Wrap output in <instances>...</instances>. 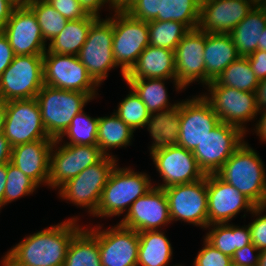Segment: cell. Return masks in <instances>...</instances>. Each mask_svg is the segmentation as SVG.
I'll return each instance as SVG.
<instances>
[{"mask_svg": "<svg viewBox=\"0 0 266 266\" xmlns=\"http://www.w3.org/2000/svg\"><path fill=\"white\" fill-rule=\"evenodd\" d=\"M76 222L71 218L29 235L7 255L22 266H63L69 243L81 229Z\"/></svg>", "mask_w": 266, "mask_h": 266, "instance_id": "1", "label": "cell"}, {"mask_svg": "<svg viewBox=\"0 0 266 266\" xmlns=\"http://www.w3.org/2000/svg\"><path fill=\"white\" fill-rule=\"evenodd\" d=\"M219 123L211 104L201 95L179 102L164 126V133L177 145L193 152Z\"/></svg>", "mask_w": 266, "mask_h": 266, "instance_id": "2", "label": "cell"}, {"mask_svg": "<svg viewBox=\"0 0 266 266\" xmlns=\"http://www.w3.org/2000/svg\"><path fill=\"white\" fill-rule=\"evenodd\" d=\"M256 206H266V173L257 152L244 141L215 173Z\"/></svg>", "mask_w": 266, "mask_h": 266, "instance_id": "3", "label": "cell"}, {"mask_svg": "<svg viewBox=\"0 0 266 266\" xmlns=\"http://www.w3.org/2000/svg\"><path fill=\"white\" fill-rule=\"evenodd\" d=\"M154 140L150 155L164 183L155 187L167 188L173 185L192 183L202 179L205 174L199 168L192 151L177 145L164 132Z\"/></svg>", "mask_w": 266, "mask_h": 266, "instance_id": "4", "label": "cell"}, {"mask_svg": "<svg viewBox=\"0 0 266 266\" xmlns=\"http://www.w3.org/2000/svg\"><path fill=\"white\" fill-rule=\"evenodd\" d=\"M117 166L112 170L103 188L100 203L93 216H101V218L119 216L154 187L145 173Z\"/></svg>", "mask_w": 266, "mask_h": 266, "instance_id": "5", "label": "cell"}, {"mask_svg": "<svg viewBox=\"0 0 266 266\" xmlns=\"http://www.w3.org/2000/svg\"><path fill=\"white\" fill-rule=\"evenodd\" d=\"M41 117L47 134L58 139L92 98L84 92L44 85L37 93Z\"/></svg>", "mask_w": 266, "mask_h": 266, "instance_id": "6", "label": "cell"}, {"mask_svg": "<svg viewBox=\"0 0 266 266\" xmlns=\"http://www.w3.org/2000/svg\"><path fill=\"white\" fill-rule=\"evenodd\" d=\"M113 17V57L125 80L149 45L148 22L135 19L126 11H115Z\"/></svg>", "mask_w": 266, "mask_h": 266, "instance_id": "7", "label": "cell"}, {"mask_svg": "<svg viewBox=\"0 0 266 266\" xmlns=\"http://www.w3.org/2000/svg\"><path fill=\"white\" fill-rule=\"evenodd\" d=\"M43 86V55H15L0 76V99H33Z\"/></svg>", "mask_w": 266, "mask_h": 266, "instance_id": "8", "label": "cell"}, {"mask_svg": "<svg viewBox=\"0 0 266 266\" xmlns=\"http://www.w3.org/2000/svg\"><path fill=\"white\" fill-rule=\"evenodd\" d=\"M117 160L114 156H105L98 163L85 168L74 178L60 187V197L75 205L87 208L94 215L105 187Z\"/></svg>", "mask_w": 266, "mask_h": 266, "instance_id": "9", "label": "cell"}, {"mask_svg": "<svg viewBox=\"0 0 266 266\" xmlns=\"http://www.w3.org/2000/svg\"><path fill=\"white\" fill-rule=\"evenodd\" d=\"M43 82L50 87L87 93L92 99L99 86L78 56L51 52L43 55Z\"/></svg>", "mask_w": 266, "mask_h": 266, "instance_id": "10", "label": "cell"}, {"mask_svg": "<svg viewBox=\"0 0 266 266\" xmlns=\"http://www.w3.org/2000/svg\"><path fill=\"white\" fill-rule=\"evenodd\" d=\"M78 57L98 85L108 77V71L117 66L113 57L112 17L105 20L99 17L91 25Z\"/></svg>", "mask_w": 266, "mask_h": 266, "instance_id": "11", "label": "cell"}, {"mask_svg": "<svg viewBox=\"0 0 266 266\" xmlns=\"http://www.w3.org/2000/svg\"><path fill=\"white\" fill-rule=\"evenodd\" d=\"M3 134L12 147L41 139H52L44 127L36 98L5 102Z\"/></svg>", "mask_w": 266, "mask_h": 266, "instance_id": "12", "label": "cell"}, {"mask_svg": "<svg viewBox=\"0 0 266 266\" xmlns=\"http://www.w3.org/2000/svg\"><path fill=\"white\" fill-rule=\"evenodd\" d=\"M171 221L208 227L207 174L200 180L164 188Z\"/></svg>", "mask_w": 266, "mask_h": 266, "instance_id": "13", "label": "cell"}, {"mask_svg": "<svg viewBox=\"0 0 266 266\" xmlns=\"http://www.w3.org/2000/svg\"><path fill=\"white\" fill-rule=\"evenodd\" d=\"M59 143L57 139L54 140L50 153L48 186L52 188H60L85 168L98 163L106 156L96 145L63 144L58 147Z\"/></svg>", "mask_w": 266, "mask_h": 266, "instance_id": "14", "label": "cell"}, {"mask_svg": "<svg viewBox=\"0 0 266 266\" xmlns=\"http://www.w3.org/2000/svg\"><path fill=\"white\" fill-rule=\"evenodd\" d=\"M206 86L211 96H203L211 104L220 122L239 127L246 133L243 123L255 119L258 114L255 92L218 85L215 81Z\"/></svg>", "mask_w": 266, "mask_h": 266, "instance_id": "15", "label": "cell"}, {"mask_svg": "<svg viewBox=\"0 0 266 266\" xmlns=\"http://www.w3.org/2000/svg\"><path fill=\"white\" fill-rule=\"evenodd\" d=\"M239 127L220 122L193 151L204 174H215L232 154L244 143ZM243 141V142H242Z\"/></svg>", "mask_w": 266, "mask_h": 266, "instance_id": "16", "label": "cell"}, {"mask_svg": "<svg viewBox=\"0 0 266 266\" xmlns=\"http://www.w3.org/2000/svg\"><path fill=\"white\" fill-rule=\"evenodd\" d=\"M101 228L88 230L98 241L101 266H137L138 232L119 223L107 230Z\"/></svg>", "mask_w": 266, "mask_h": 266, "instance_id": "17", "label": "cell"}, {"mask_svg": "<svg viewBox=\"0 0 266 266\" xmlns=\"http://www.w3.org/2000/svg\"><path fill=\"white\" fill-rule=\"evenodd\" d=\"M2 32L15 55H44L47 50L37 18L27 5L13 9Z\"/></svg>", "mask_w": 266, "mask_h": 266, "instance_id": "18", "label": "cell"}, {"mask_svg": "<svg viewBox=\"0 0 266 266\" xmlns=\"http://www.w3.org/2000/svg\"><path fill=\"white\" fill-rule=\"evenodd\" d=\"M208 227L228 223L240 210L252 212L256 205L216 174H207Z\"/></svg>", "mask_w": 266, "mask_h": 266, "instance_id": "19", "label": "cell"}, {"mask_svg": "<svg viewBox=\"0 0 266 266\" xmlns=\"http://www.w3.org/2000/svg\"><path fill=\"white\" fill-rule=\"evenodd\" d=\"M170 221L168 200L164 189L154 186L131 205L119 224L125 228L143 232L158 230V227L161 228V225L165 226Z\"/></svg>", "mask_w": 266, "mask_h": 266, "instance_id": "20", "label": "cell"}, {"mask_svg": "<svg viewBox=\"0 0 266 266\" xmlns=\"http://www.w3.org/2000/svg\"><path fill=\"white\" fill-rule=\"evenodd\" d=\"M206 33L190 29L177 45L175 53L176 79L184 89L193 81L205 84L204 48Z\"/></svg>", "mask_w": 266, "mask_h": 266, "instance_id": "21", "label": "cell"}, {"mask_svg": "<svg viewBox=\"0 0 266 266\" xmlns=\"http://www.w3.org/2000/svg\"><path fill=\"white\" fill-rule=\"evenodd\" d=\"M254 6L249 0H201L198 28L205 33L229 34Z\"/></svg>", "mask_w": 266, "mask_h": 266, "instance_id": "22", "label": "cell"}, {"mask_svg": "<svg viewBox=\"0 0 266 266\" xmlns=\"http://www.w3.org/2000/svg\"><path fill=\"white\" fill-rule=\"evenodd\" d=\"M54 139H41L12 147L10 162L38 185H48Z\"/></svg>", "mask_w": 266, "mask_h": 266, "instance_id": "23", "label": "cell"}, {"mask_svg": "<svg viewBox=\"0 0 266 266\" xmlns=\"http://www.w3.org/2000/svg\"><path fill=\"white\" fill-rule=\"evenodd\" d=\"M138 78L172 79L178 91L183 89L176 79L175 53L167 48L151 45L145 48L125 77V79Z\"/></svg>", "mask_w": 266, "mask_h": 266, "instance_id": "24", "label": "cell"}, {"mask_svg": "<svg viewBox=\"0 0 266 266\" xmlns=\"http://www.w3.org/2000/svg\"><path fill=\"white\" fill-rule=\"evenodd\" d=\"M166 79L138 78L125 79L127 84L140 97L146 105L150 114L164 127L170 120L173 112L177 109L178 103L169 105ZM157 112V113H156ZM156 113V114H155Z\"/></svg>", "mask_w": 266, "mask_h": 266, "instance_id": "25", "label": "cell"}, {"mask_svg": "<svg viewBox=\"0 0 266 266\" xmlns=\"http://www.w3.org/2000/svg\"><path fill=\"white\" fill-rule=\"evenodd\" d=\"M240 56L229 34L206 33L204 48L205 85L217 77Z\"/></svg>", "mask_w": 266, "mask_h": 266, "instance_id": "26", "label": "cell"}, {"mask_svg": "<svg viewBox=\"0 0 266 266\" xmlns=\"http://www.w3.org/2000/svg\"><path fill=\"white\" fill-rule=\"evenodd\" d=\"M266 16L255 5L248 15L229 33L240 57H247L261 44Z\"/></svg>", "mask_w": 266, "mask_h": 266, "instance_id": "27", "label": "cell"}, {"mask_svg": "<svg viewBox=\"0 0 266 266\" xmlns=\"http://www.w3.org/2000/svg\"><path fill=\"white\" fill-rule=\"evenodd\" d=\"M99 17L88 14L79 20H70L64 29L50 40L46 52L78 56L81 47L86 42L91 25Z\"/></svg>", "mask_w": 266, "mask_h": 266, "instance_id": "28", "label": "cell"}, {"mask_svg": "<svg viewBox=\"0 0 266 266\" xmlns=\"http://www.w3.org/2000/svg\"><path fill=\"white\" fill-rule=\"evenodd\" d=\"M138 235L137 266H167L173 251L164 233L159 230H147L138 232Z\"/></svg>", "mask_w": 266, "mask_h": 266, "instance_id": "29", "label": "cell"}, {"mask_svg": "<svg viewBox=\"0 0 266 266\" xmlns=\"http://www.w3.org/2000/svg\"><path fill=\"white\" fill-rule=\"evenodd\" d=\"M115 113L133 130L148 125L147 129L152 138L164 132V127L150 114L146 105L133 89L119 103Z\"/></svg>", "mask_w": 266, "mask_h": 266, "instance_id": "30", "label": "cell"}, {"mask_svg": "<svg viewBox=\"0 0 266 266\" xmlns=\"http://www.w3.org/2000/svg\"><path fill=\"white\" fill-rule=\"evenodd\" d=\"M205 240L222 253L232 257L236 250L251 243L249 225L240 228L230 223H215Z\"/></svg>", "mask_w": 266, "mask_h": 266, "instance_id": "31", "label": "cell"}, {"mask_svg": "<svg viewBox=\"0 0 266 266\" xmlns=\"http://www.w3.org/2000/svg\"><path fill=\"white\" fill-rule=\"evenodd\" d=\"M63 266H101L97 239L81 228L71 239Z\"/></svg>", "mask_w": 266, "mask_h": 266, "instance_id": "32", "label": "cell"}, {"mask_svg": "<svg viewBox=\"0 0 266 266\" xmlns=\"http://www.w3.org/2000/svg\"><path fill=\"white\" fill-rule=\"evenodd\" d=\"M134 130L114 112L109 117H99L97 146L106 155L110 148L126 147L131 143Z\"/></svg>", "mask_w": 266, "mask_h": 266, "instance_id": "33", "label": "cell"}, {"mask_svg": "<svg viewBox=\"0 0 266 266\" xmlns=\"http://www.w3.org/2000/svg\"><path fill=\"white\" fill-rule=\"evenodd\" d=\"M218 85H225L237 90L255 92L259 80L255 76L247 57H239L232 62L215 80Z\"/></svg>", "mask_w": 266, "mask_h": 266, "instance_id": "34", "label": "cell"}, {"mask_svg": "<svg viewBox=\"0 0 266 266\" xmlns=\"http://www.w3.org/2000/svg\"><path fill=\"white\" fill-rule=\"evenodd\" d=\"M149 45L153 47L167 48L175 51L177 45L189 31V29L177 21L148 22Z\"/></svg>", "mask_w": 266, "mask_h": 266, "instance_id": "35", "label": "cell"}, {"mask_svg": "<svg viewBox=\"0 0 266 266\" xmlns=\"http://www.w3.org/2000/svg\"><path fill=\"white\" fill-rule=\"evenodd\" d=\"M201 0H163L162 21L183 23L189 30L198 28Z\"/></svg>", "mask_w": 266, "mask_h": 266, "instance_id": "36", "label": "cell"}, {"mask_svg": "<svg viewBox=\"0 0 266 266\" xmlns=\"http://www.w3.org/2000/svg\"><path fill=\"white\" fill-rule=\"evenodd\" d=\"M98 119L99 117L91 118L82 110L74 116L71 124L57 140L61 141L67 135L70 141L65 144L97 146Z\"/></svg>", "mask_w": 266, "mask_h": 266, "instance_id": "37", "label": "cell"}, {"mask_svg": "<svg viewBox=\"0 0 266 266\" xmlns=\"http://www.w3.org/2000/svg\"><path fill=\"white\" fill-rule=\"evenodd\" d=\"M27 6L36 16L45 42L58 35L68 22L46 1H29Z\"/></svg>", "mask_w": 266, "mask_h": 266, "instance_id": "38", "label": "cell"}, {"mask_svg": "<svg viewBox=\"0 0 266 266\" xmlns=\"http://www.w3.org/2000/svg\"><path fill=\"white\" fill-rule=\"evenodd\" d=\"M39 185L25 175L11 162L7 163V180L4 192V206L25 195H30Z\"/></svg>", "mask_w": 266, "mask_h": 266, "instance_id": "39", "label": "cell"}, {"mask_svg": "<svg viewBox=\"0 0 266 266\" xmlns=\"http://www.w3.org/2000/svg\"><path fill=\"white\" fill-rule=\"evenodd\" d=\"M162 2L163 0H135L126 12L141 21H162Z\"/></svg>", "mask_w": 266, "mask_h": 266, "instance_id": "40", "label": "cell"}, {"mask_svg": "<svg viewBox=\"0 0 266 266\" xmlns=\"http://www.w3.org/2000/svg\"><path fill=\"white\" fill-rule=\"evenodd\" d=\"M194 266H233L232 258L209 244L204 239V247L195 258Z\"/></svg>", "mask_w": 266, "mask_h": 266, "instance_id": "41", "label": "cell"}, {"mask_svg": "<svg viewBox=\"0 0 266 266\" xmlns=\"http://www.w3.org/2000/svg\"><path fill=\"white\" fill-rule=\"evenodd\" d=\"M265 209L266 206H256L251 213L256 215L257 218L248 224L251 242L260 252L266 250V215L262 216L261 214Z\"/></svg>", "mask_w": 266, "mask_h": 266, "instance_id": "42", "label": "cell"}, {"mask_svg": "<svg viewBox=\"0 0 266 266\" xmlns=\"http://www.w3.org/2000/svg\"><path fill=\"white\" fill-rule=\"evenodd\" d=\"M46 2L68 21L79 20L88 15L78 0H47Z\"/></svg>", "mask_w": 266, "mask_h": 266, "instance_id": "43", "label": "cell"}, {"mask_svg": "<svg viewBox=\"0 0 266 266\" xmlns=\"http://www.w3.org/2000/svg\"><path fill=\"white\" fill-rule=\"evenodd\" d=\"M254 252H257L254 255ZM233 266H258L260 260V251L251 242L239 250H236L232 255Z\"/></svg>", "mask_w": 266, "mask_h": 266, "instance_id": "44", "label": "cell"}, {"mask_svg": "<svg viewBox=\"0 0 266 266\" xmlns=\"http://www.w3.org/2000/svg\"><path fill=\"white\" fill-rule=\"evenodd\" d=\"M251 69L258 80L266 78V51L256 50L247 56Z\"/></svg>", "mask_w": 266, "mask_h": 266, "instance_id": "45", "label": "cell"}, {"mask_svg": "<svg viewBox=\"0 0 266 266\" xmlns=\"http://www.w3.org/2000/svg\"><path fill=\"white\" fill-rule=\"evenodd\" d=\"M15 54L7 37L0 32V76L9 67Z\"/></svg>", "mask_w": 266, "mask_h": 266, "instance_id": "46", "label": "cell"}, {"mask_svg": "<svg viewBox=\"0 0 266 266\" xmlns=\"http://www.w3.org/2000/svg\"><path fill=\"white\" fill-rule=\"evenodd\" d=\"M15 7L9 0H0V32L4 29Z\"/></svg>", "mask_w": 266, "mask_h": 266, "instance_id": "47", "label": "cell"}, {"mask_svg": "<svg viewBox=\"0 0 266 266\" xmlns=\"http://www.w3.org/2000/svg\"><path fill=\"white\" fill-rule=\"evenodd\" d=\"M255 98L257 110L260 113V110H266V78L259 80V84L255 90Z\"/></svg>", "mask_w": 266, "mask_h": 266, "instance_id": "48", "label": "cell"}, {"mask_svg": "<svg viewBox=\"0 0 266 266\" xmlns=\"http://www.w3.org/2000/svg\"><path fill=\"white\" fill-rule=\"evenodd\" d=\"M88 14L100 17L99 10L108 0H78Z\"/></svg>", "mask_w": 266, "mask_h": 266, "instance_id": "49", "label": "cell"}, {"mask_svg": "<svg viewBox=\"0 0 266 266\" xmlns=\"http://www.w3.org/2000/svg\"><path fill=\"white\" fill-rule=\"evenodd\" d=\"M12 146L9 140L4 136L3 133L0 134V164H5L10 162L11 159Z\"/></svg>", "mask_w": 266, "mask_h": 266, "instance_id": "50", "label": "cell"}, {"mask_svg": "<svg viewBox=\"0 0 266 266\" xmlns=\"http://www.w3.org/2000/svg\"><path fill=\"white\" fill-rule=\"evenodd\" d=\"M7 180V163L0 164V206L4 205V192Z\"/></svg>", "mask_w": 266, "mask_h": 266, "instance_id": "51", "label": "cell"}, {"mask_svg": "<svg viewBox=\"0 0 266 266\" xmlns=\"http://www.w3.org/2000/svg\"><path fill=\"white\" fill-rule=\"evenodd\" d=\"M135 0H108L110 8L115 11H127Z\"/></svg>", "mask_w": 266, "mask_h": 266, "instance_id": "52", "label": "cell"}, {"mask_svg": "<svg viewBox=\"0 0 266 266\" xmlns=\"http://www.w3.org/2000/svg\"><path fill=\"white\" fill-rule=\"evenodd\" d=\"M262 116L259 123L256 124V133L260 136L262 141H266V110H262Z\"/></svg>", "mask_w": 266, "mask_h": 266, "instance_id": "53", "label": "cell"}, {"mask_svg": "<svg viewBox=\"0 0 266 266\" xmlns=\"http://www.w3.org/2000/svg\"><path fill=\"white\" fill-rule=\"evenodd\" d=\"M5 115H6L5 102L0 99V134L3 133Z\"/></svg>", "mask_w": 266, "mask_h": 266, "instance_id": "54", "label": "cell"}, {"mask_svg": "<svg viewBox=\"0 0 266 266\" xmlns=\"http://www.w3.org/2000/svg\"><path fill=\"white\" fill-rule=\"evenodd\" d=\"M2 266H22L15 263L7 254L2 260Z\"/></svg>", "mask_w": 266, "mask_h": 266, "instance_id": "55", "label": "cell"}, {"mask_svg": "<svg viewBox=\"0 0 266 266\" xmlns=\"http://www.w3.org/2000/svg\"><path fill=\"white\" fill-rule=\"evenodd\" d=\"M258 50L266 51V27L263 29L261 44H258Z\"/></svg>", "mask_w": 266, "mask_h": 266, "instance_id": "56", "label": "cell"}, {"mask_svg": "<svg viewBox=\"0 0 266 266\" xmlns=\"http://www.w3.org/2000/svg\"><path fill=\"white\" fill-rule=\"evenodd\" d=\"M258 266H266V250L260 252V260Z\"/></svg>", "mask_w": 266, "mask_h": 266, "instance_id": "57", "label": "cell"}, {"mask_svg": "<svg viewBox=\"0 0 266 266\" xmlns=\"http://www.w3.org/2000/svg\"><path fill=\"white\" fill-rule=\"evenodd\" d=\"M9 1L12 2L17 7V6H26L30 0H9Z\"/></svg>", "mask_w": 266, "mask_h": 266, "instance_id": "58", "label": "cell"}, {"mask_svg": "<svg viewBox=\"0 0 266 266\" xmlns=\"http://www.w3.org/2000/svg\"><path fill=\"white\" fill-rule=\"evenodd\" d=\"M262 13L266 16V0H261L257 5H256Z\"/></svg>", "mask_w": 266, "mask_h": 266, "instance_id": "59", "label": "cell"}, {"mask_svg": "<svg viewBox=\"0 0 266 266\" xmlns=\"http://www.w3.org/2000/svg\"><path fill=\"white\" fill-rule=\"evenodd\" d=\"M251 1L254 5H257L261 0H249Z\"/></svg>", "mask_w": 266, "mask_h": 266, "instance_id": "60", "label": "cell"}, {"mask_svg": "<svg viewBox=\"0 0 266 266\" xmlns=\"http://www.w3.org/2000/svg\"><path fill=\"white\" fill-rule=\"evenodd\" d=\"M30 1H47V0H30Z\"/></svg>", "mask_w": 266, "mask_h": 266, "instance_id": "61", "label": "cell"}]
</instances>
